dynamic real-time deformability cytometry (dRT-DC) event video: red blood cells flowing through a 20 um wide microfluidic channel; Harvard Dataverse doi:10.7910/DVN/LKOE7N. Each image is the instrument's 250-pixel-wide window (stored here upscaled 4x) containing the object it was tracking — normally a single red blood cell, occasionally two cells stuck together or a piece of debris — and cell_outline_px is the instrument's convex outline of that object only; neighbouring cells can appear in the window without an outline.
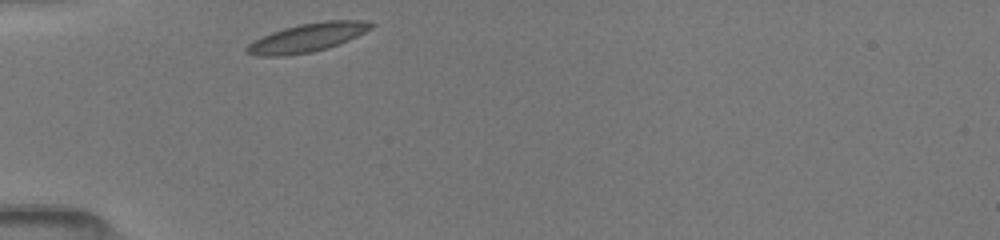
{"species": "common noctule bat (a hibernating species)", "species_latin": "Nyctalus noctula", "temperature_condition": "room temperature", "stored_images_in_passage": 29, "camera_frame_rate_fps": 3000, "um_per_image_px": 0.085, "animal": {"sex": "female", "body_mass_g": 19.5, "forearm_length_mm": 54.1}, "frame": {"image": 1, "passage_image": 1, "time_ms": 0.0, "image_size_px": [1000, 240], "cell_outline_px": [[376, 24], [372, 28], [348, 40], [328, 48], [312, 52], [284, 56], [256, 56], [244, 52], [244, 48], [248, 44], [272, 32], [284, 28], [300, 24], [324, 20], [360, 20]], "centroid_in_image_um": [26.11, 3.2], "position_along_channel_um": 58.9, "area_um2": 20.63}}
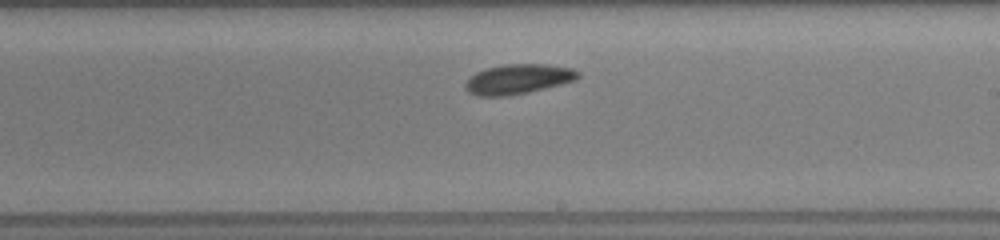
{"frame": {"image": 2, "passage_image": 16, "time_ms": 5.0, "image_size_px": [1000, 240], "cell_outline_px": [[580, 76], [576, 80], [528, 92], [508, 96], [476, 96], [468, 92], [464, 88], [464, 84], [476, 72], [488, 68], [504, 64], [544, 64], [572, 68], [580, 72]], "centroid_in_image_um": [44.03, 6.73], "position_along_channel_um": 245.0, "area_um2": 19.54}}
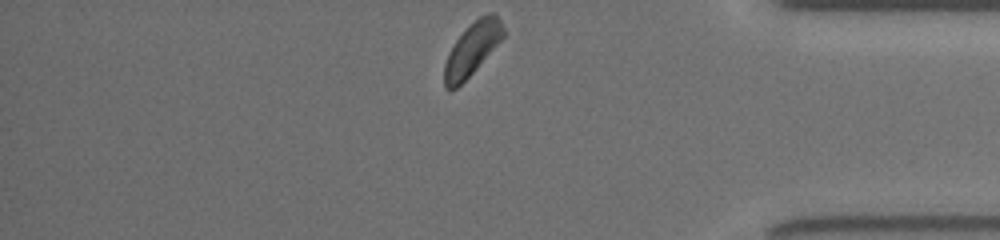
{"frame": {"image": 3, "passage_image": 29, "time_ms": 9.333, "image_size_px": [1000, 240], "cell_outline_px": [[504, 36], [476, 68], [456, 88], [448, 92], [444, 88], [444, 64], [456, 40], [480, 16], [488, 12], [492, 12], [500, 20], [504, 28]], "centroid_in_image_um": [40.12, 4.19], "position_along_channel_um": 395.1, "area_um2": 17.46}, "authors_computed_cell_mechanics": {"area_um2": 19.2474, "velocity_mm_per_s": 3.9224, "shape_relaxation_time_tau1_ms": 1.729, "shape_relaxation_time_tau2_ms": 4.6948, "deformation_change_tau1": 0.076, "deformation_change_tau2": 0.0957}}